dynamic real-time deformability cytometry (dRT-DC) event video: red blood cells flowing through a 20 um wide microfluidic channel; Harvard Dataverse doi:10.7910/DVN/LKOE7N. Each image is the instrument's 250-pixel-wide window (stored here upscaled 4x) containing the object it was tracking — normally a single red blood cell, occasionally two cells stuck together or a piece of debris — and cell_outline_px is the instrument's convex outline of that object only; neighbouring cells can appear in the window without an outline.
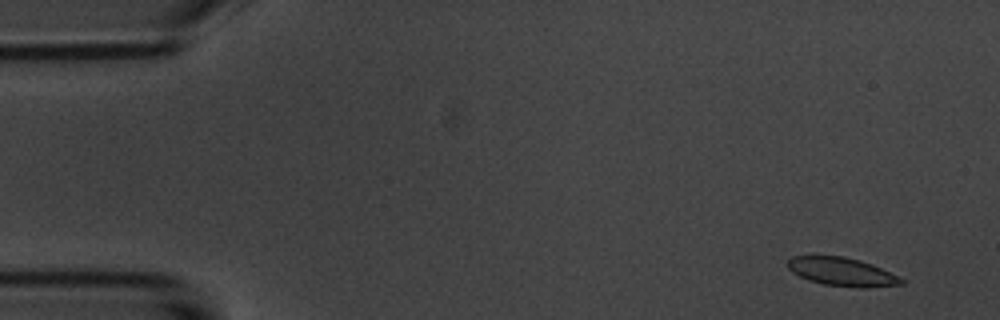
{"species": "common noctule bat (a hibernating species)", "species_latin": "Nyctalus noctula", "temperature_condition": "room temperature", "stored_images_in_passage": 5, "camera_frame_rate_fps": 3000, "um_per_image_px": 0.085, "animal": {"sex": "male", "body_mass_g": 20.1, "forearm_length_mm": 53.5}, "frame": {"image": 1, "passage_image": 1, "time_ms": 0.0, "image_size_px": [1000, 320], "cell_outline_px": [[904, 284], [868, 288], [856, 288], [824, 284], [808, 280], [792, 272], [788, 268], [788, 260], [792, 256], [844, 256], [860, 260], [872, 264], [904, 280]], "centroid_in_image_um": [71.56, 23.11], "position_along_channel_um": 13.4, "area_um2": 18.73}}
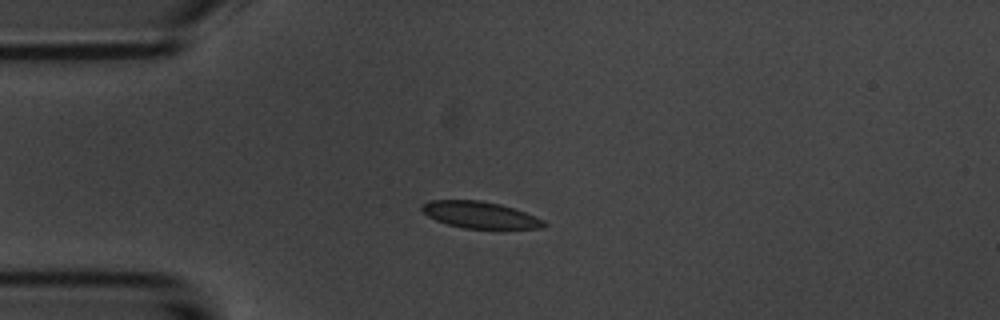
{"frame": {"image": 2, "passage_image": 4, "time_ms": 3.333, "image_size_px": [1000, 320], "cell_outline_px": [[548, 224], [540, 228], [504, 232], [464, 228], [448, 224], [436, 220], [428, 216], [420, 208], [420, 204], [428, 200], [480, 200], [500, 204], [536, 216], [544, 220]], "centroid_in_image_um": [40.87, 18.32], "position_along_channel_um": 44.1, "area_um2": 19.94}}
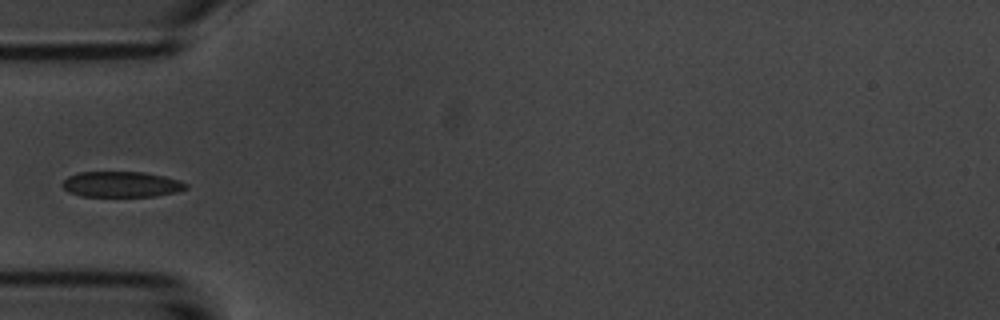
{"frame": {"image": 3, "passage_image": 5, "time_ms": 4.667, "image_size_px": [1000, 320], "cell_outline_px": [[188, 188], [176, 192], [156, 196], [80, 196], [68, 192], [60, 184], [68, 176], [80, 172], [144, 172], [164, 176], [180, 180], [188, 184]], "centroid_in_image_um": [10.32, 15.67], "position_along_channel_um": 74.7, "area_um2": 18.55}}